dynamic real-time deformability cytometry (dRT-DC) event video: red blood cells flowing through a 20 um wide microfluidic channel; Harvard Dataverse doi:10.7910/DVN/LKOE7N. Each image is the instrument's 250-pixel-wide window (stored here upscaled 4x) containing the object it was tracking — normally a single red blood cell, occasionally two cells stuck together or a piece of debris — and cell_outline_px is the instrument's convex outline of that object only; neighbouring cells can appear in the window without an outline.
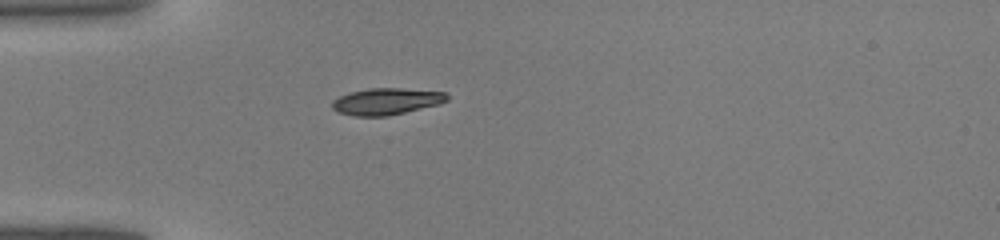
{"species": "common noctule bat (a hibernating species)", "species_latin": "Nyctalus noctula", "temperature_condition": "warm", "stored_images_in_passage": 27, "camera_frame_rate_fps": 3000, "um_per_image_px": 0.085, "animal": {"sex": "male", "body_mass_g": 19.0, "forearm_length_mm": 50.8}, "frame": {"image": 1, "passage_image": 1, "time_ms": 0.0, "image_size_px": [1000, 240], "cell_outline_px": [[448, 100], [440, 104], [404, 112], [384, 116], [356, 116], [336, 112], [332, 108], [332, 100], [348, 92], [368, 88], [400, 88], [448, 92]], "centroid_in_image_um": [32.83, 8.61], "position_along_channel_um": 52.2, "area_um2": 17.92}}
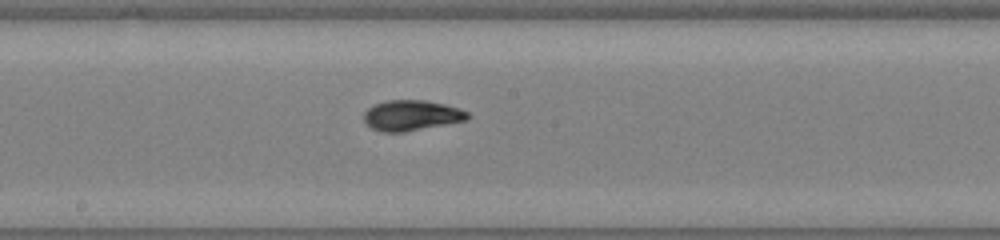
{"frame": {"image": 2, "passage_image": 12, "time_ms": 3.667, "image_size_px": [1000, 240], "cell_outline_px": [[472, 116], [468, 120], [404, 132], [380, 132], [372, 128], [364, 120], [364, 112], [372, 104], [388, 100], [424, 100], [444, 104], [460, 108], [468, 112]], "centroid_in_image_um": [34.99, 9.8], "position_along_channel_um": 213.2, "area_um2": 18.55}}
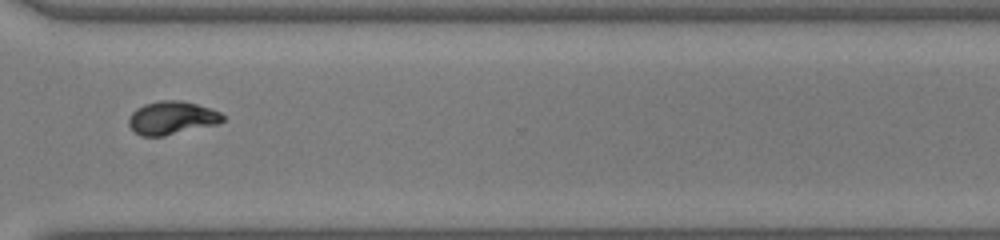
{"frame": {"image": 3, "passage_image": 21, "time_ms": 6.667, "image_size_px": [1000, 240], "cell_outline_px": [[224, 120], [216, 124], [164, 136], [140, 136], [128, 124], [128, 120], [132, 112], [136, 108], [144, 104], [160, 100], [180, 100], [196, 104], [220, 112], [224, 116]], "centroid_in_image_um": [14.58, 10.02], "position_along_channel_um": 356.0, "area_um2": 18.03}}